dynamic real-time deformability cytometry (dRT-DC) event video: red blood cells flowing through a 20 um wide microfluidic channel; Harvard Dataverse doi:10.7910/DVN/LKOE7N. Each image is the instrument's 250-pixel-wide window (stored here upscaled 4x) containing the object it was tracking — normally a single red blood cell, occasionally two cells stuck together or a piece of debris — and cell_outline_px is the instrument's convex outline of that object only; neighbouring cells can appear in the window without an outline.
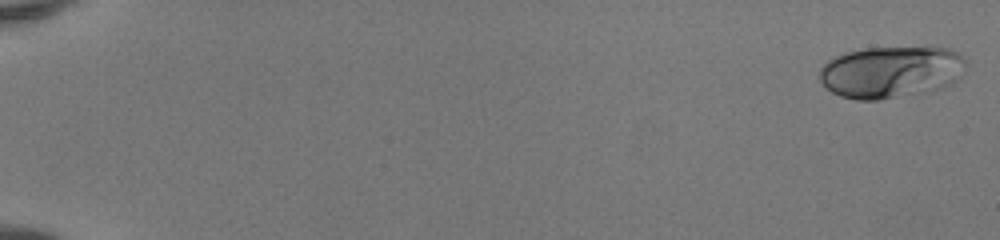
{"species": "human", "species_latin": "Homo sapiens", "temperature_condition": "room temperature", "stored_images_in_passage": 51, "camera_frame_rate_fps": 3000, "um_per_image_px": 0.085, "donor": {"sex": "female"}, "frame": {"image": 1, "passage_image": 1, "time_ms": 0.0, "image_size_px": [1000, 240], "cell_outline_px": [[964, 72], [956, 80], [948, 84], [936, 88], [876, 100], [856, 100], [840, 96], [832, 92], [820, 80], [820, 68], [828, 60], [844, 52], [864, 48], [928, 44], [948, 48], [960, 52], [964, 60]], "centroid_in_image_um": [75.74, 6.04], "position_along_channel_um": 9.3, "area_um2": 44.74}}
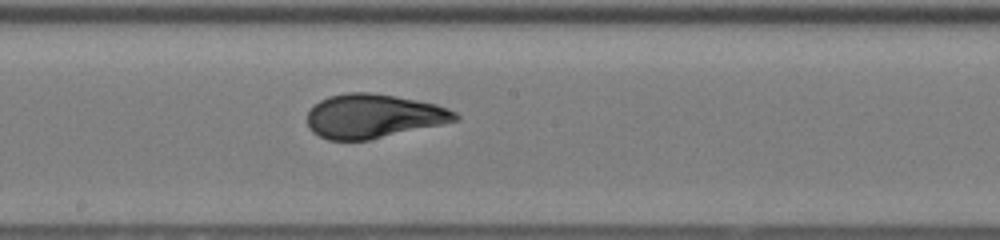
{"frame": {"image": 2, "passage_image": 30, "time_ms": 9.667, "image_size_px": [1000, 240], "cell_outline_px": [[460, 120], [368, 140], [328, 140], [312, 132], [308, 128], [308, 112], [320, 100], [328, 96], [348, 92], [372, 92], [396, 96], [436, 104], [448, 108], [456, 112], [460, 116]], "centroid_in_image_um": [31.74, 9.86], "position_along_channel_um": 216.5, "area_um2": 37.92}}
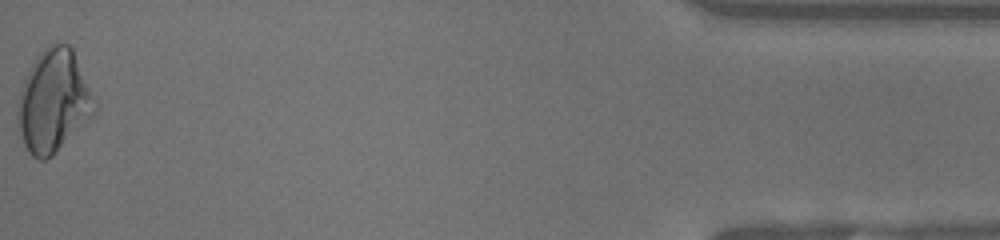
{"frame": {"image": 3, "passage_image": 51, "time_ms": 16.667, "image_size_px": [1000, 240], "cell_outline_px": [[96, 112], [52, 156], [44, 160], [40, 160], [32, 156], [28, 152], [24, 144], [20, 132], [16, 112], [20, 92], [24, 80], [36, 56], [52, 40], [56, 40], [68, 44], [72, 48], [96, 104]], "centroid_in_image_um": [4.53, 8.57], "position_along_channel_um": 430.7, "area_um2": 45.55}, "authors_computed_cell_mechanics": {"area_um2": 37.859, "velocity_mm_per_s": 4.1628, "shape_relaxation_time_tau1_ms": 4.2458, "shape_relaxation_time_tau2_ms": null, "deformation_change_tau1": 0.2019, "deformation_change_tau2": null}}